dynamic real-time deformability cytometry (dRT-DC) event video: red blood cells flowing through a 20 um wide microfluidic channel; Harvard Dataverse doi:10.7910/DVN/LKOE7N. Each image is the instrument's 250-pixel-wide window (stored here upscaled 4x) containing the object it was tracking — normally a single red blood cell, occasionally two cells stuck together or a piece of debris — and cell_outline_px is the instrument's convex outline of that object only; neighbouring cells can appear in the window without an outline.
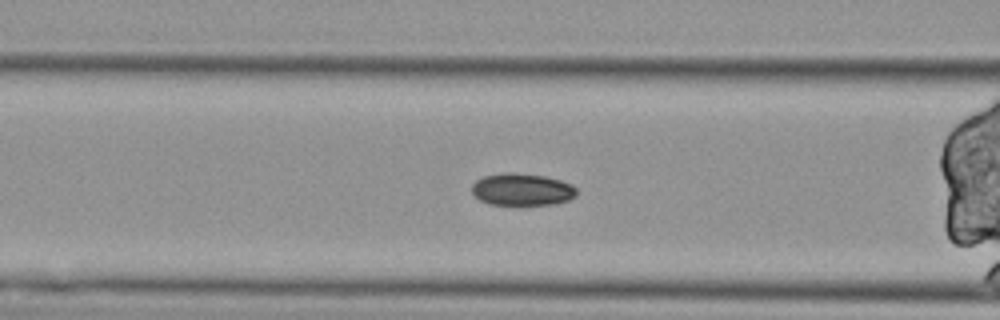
{"species": "Egyptian fruit bat (a non-hibernating species)", "species_latin": "Rousettus aegyptiacus", "temperature_condition": "cold", "stored_images_in_passage": 61, "segment_of_instrument_passage": [2, 2], "camera_frame_rate_fps": 3000, "um_per_image_px": 0.085, "animal": {"sex": "female"}, "frame": {"image": 1, "passage_image": 23, "time_ms": 7.333, "image_size_px": [1000, 320], "cell_outline_px": [[576, 196], [568, 200], [552, 204], [520, 208], [488, 204], [480, 200], [472, 192], [472, 184], [476, 180], [484, 176], [500, 172], [512, 172], [544, 176], [560, 180], [572, 184], [576, 188]], "centroid_in_image_um": [44.35, 16.15], "position_along_channel_um": 122.2, "area_um2": 20.52}}
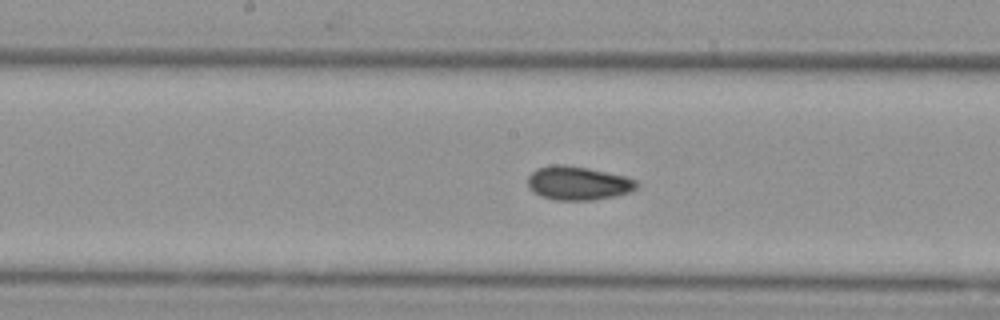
{"frame": {"image": 2, "passage_image": 30, "time_ms": 9.667, "image_size_px": [1000, 320], "cell_outline_px": [[640, 184], [636, 188], [628, 192], [612, 196], [592, 200], [556, 200], [540, 196], [532, 192], [528, 188], [528, 176], [536, 168], [552, 164], [564, 164], [588, 168], [624, 176], [636, 180]], "centroid_in_image_um": [49.08, 15.56], "position_along_channel_um": 199.1, "area_um2": 21.44}}
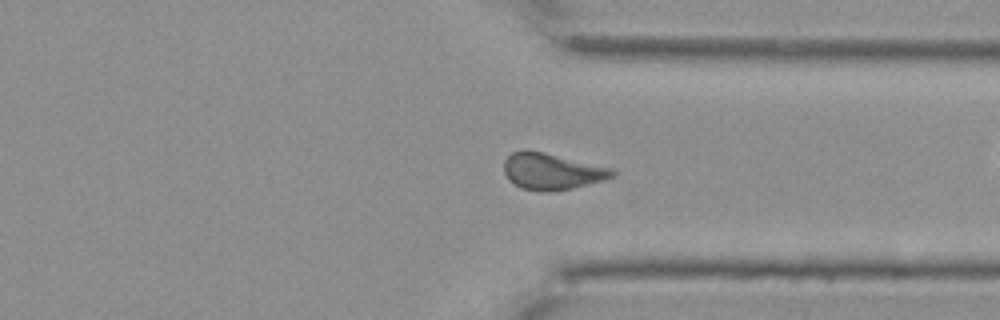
{"frame": {"image": 3, "passage_image": 45, "time_ms": 14.667, "image_size_px": [1000, 320], "cell_outline_px": [[616, 176], [604, 180], [572, 188], [544, 192], [520, 188], [508, 180], [504, 172], [504, 160], [512, 152], [524, 148], [544, 152], [612, 168], [616, 172]], "centroid_in_image_um": [46.88, 14.56], "position_along_channel_um": 364.5, "area_um2": 23.18}}